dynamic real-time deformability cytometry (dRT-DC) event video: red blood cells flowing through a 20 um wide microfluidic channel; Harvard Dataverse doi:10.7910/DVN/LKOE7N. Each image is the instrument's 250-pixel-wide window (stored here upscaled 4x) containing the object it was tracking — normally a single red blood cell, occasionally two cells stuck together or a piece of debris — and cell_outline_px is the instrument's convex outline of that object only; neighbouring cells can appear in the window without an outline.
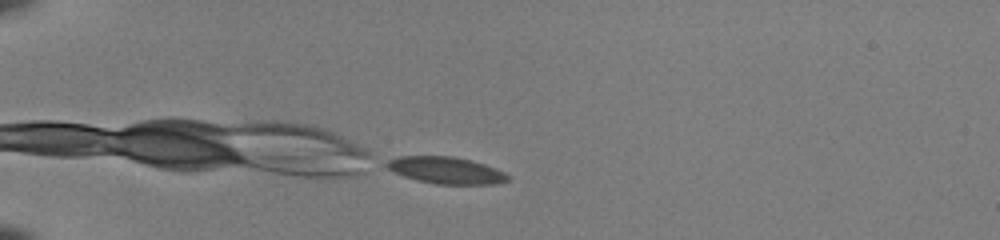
{"species": "common noctule bat (a hibernating species)", "species_latin": "Nyctalus noctula", "temperature_condition": "room temperature", "stored_images_in_passage": 39, "camera_frame_rate_fps": 3000, "um_per_image_px": 0.085, "animal": {"sex": "female", "body_mass_g": 22.0, "forearm_length_mm": 56.7}, "frame": {"image": 1, "passage_image": 1, "time_ms": 0.0, "image_size_px": [1000, 240], "cell_outline_px": [[508, 180], [496, 184], [436, 184], [416, 180], [404, 176], [388, 168], [388, 160], [400, 156], [452, 156], [484, 164], [496, 168], [504, 172], [508, 176]], "centroid_in_image_um": [37.93, 14.48], "position_along_channel_um": 47.1, "area_um2": 18.61}}
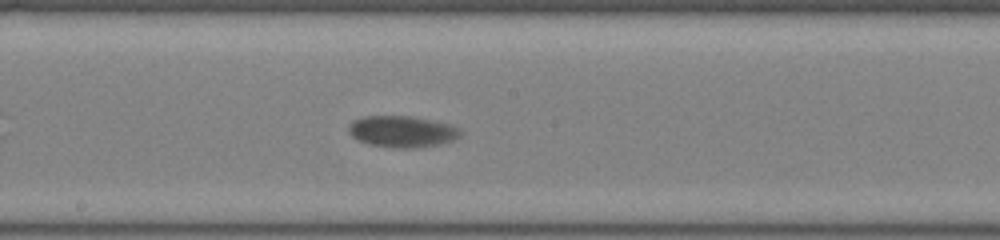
{"frame": {"image": 2, "passage_image": 17, "time_ms": 5.333, "image_size_px": [1000, 240], "cell_outline_px": [[460, 136], [452, 140], [436, 144], [412, 148], [396, 148], [368, 144], [356, 140], [348, 132], [348, 128], [352, 120], [364, 116], [408, 116], [448, 124], [456, 128], [460, 132]], "centroid_in_image_um": [34.08, 11.18], "position_along_channel_um": 214.1, "area_um2": 20.11}}
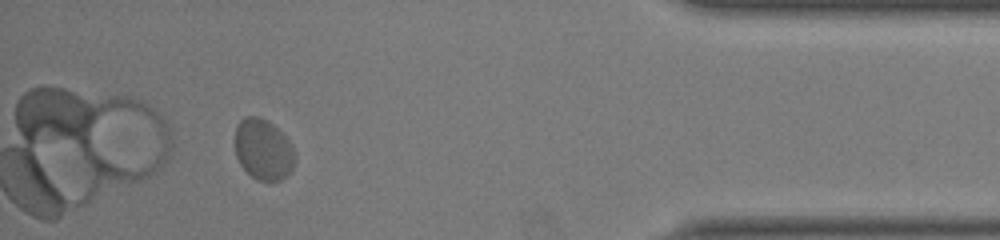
{"frame": {"image": 3, "passage_image": 35, "time_ms": 11.333, "image_size_px": [1000, 240], "cell_outline_px": [[296, 156], [292, 168], [288, 176], [280, 180], [256, 180], [240, 164], [236, 156], [236, 124], [244, 116], [260, 116], [272, 124], [292, 144]], "centroid_in_image_um": [22.39, 12.7], "position_along_channel_um": 412.8, "area_um2": 21.21}, "authors_computed_cell_mechanics": {"area_um2": 20.1722, "velocity_mm_per_s": 3.9171, "shape_relaxation_time_tau1_ms": 1.4227, "shape_relaxation_time_tau2_ms": null, "deformation_change_tau1": 0.046, "deformation_change_tau2": null}}